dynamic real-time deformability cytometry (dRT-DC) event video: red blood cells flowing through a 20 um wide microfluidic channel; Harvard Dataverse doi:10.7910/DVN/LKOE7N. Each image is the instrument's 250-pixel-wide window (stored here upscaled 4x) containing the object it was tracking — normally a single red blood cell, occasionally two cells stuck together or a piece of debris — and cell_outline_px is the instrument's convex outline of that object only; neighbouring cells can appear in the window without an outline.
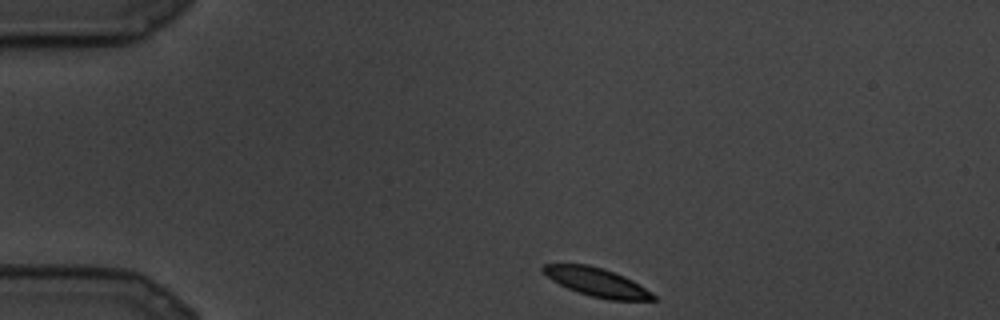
{"species": "common noctule bat (a hibernating species)", "species_latin": "Nyctalus noctula", "temperature_condition": "cold", "stored_images_in_passage": 7, "camera_frame_rate_fps": 3000, "um_per_image_px": 0.085, "animal": {"sex": "male", "body_mass_g": 19.5, "forearm_length_mm": 54.6}, "frame": {"image": 1, "passage_image": 1, "time_ms": 0.0, "image_size_px": [1000, 320], "cell_outline_px": [[656, 300], [608, 300], [592, 296], [568, 288], [552, 280], [540, 268], [544, 264], [588, 264], [604, 268], [624, 276], [632, 280], [652, 292], [656, 296]], "centroid_in_image_um": [50.76, 23.98], "position_along_channel_um": 34.2, "area_um2": 18.15}}
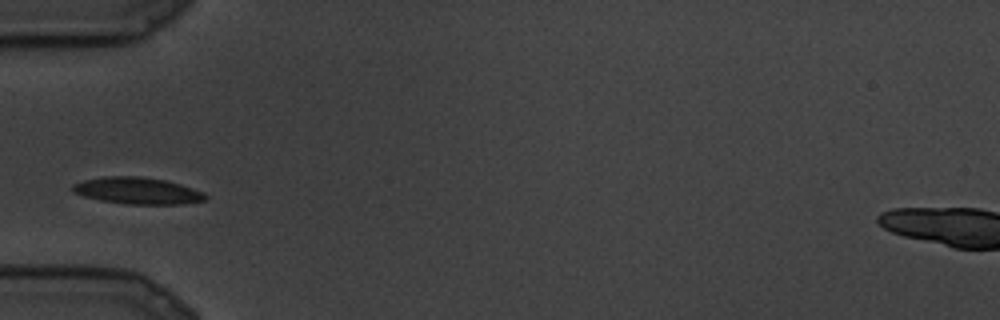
{"frame": {"image": 2, "passage_image": 5, "time_ms": 1.333, "image_size_px": [1000, 320], "cell_outline_px": [[208, 196], [204, 200], [184, 204], [128, 204], [100, 200], [84, 196], [72, 192], [72, 184], [84, 180], [104, 176], [140, 176], [164, 180], [180, 184], [204, 192]], "centroid_in_image_um": [11.68, 16.21], "position_along_channel_um": 73.3, "area_um2": 20.63}}
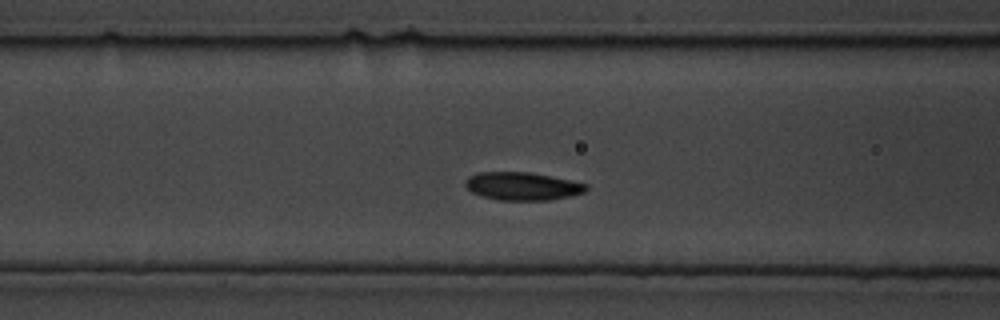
{"frame": {"image": 3, "passage_image": 7, "time_ms": 2.0, "image_size_px": [1000, 320], "cell_outline_px": [[588, 188], [584, 192], [572, 196], [548, 200], [500, 200], [484, 196], [472, 192], [464, 184], [464, 180], [468, 176], [480, 172], [528, 172], [588, 184]], "centroid_in_image_um": [44.39, 15.83], "position_along_channel_um": 122.2, "area_um2": 19.54}}